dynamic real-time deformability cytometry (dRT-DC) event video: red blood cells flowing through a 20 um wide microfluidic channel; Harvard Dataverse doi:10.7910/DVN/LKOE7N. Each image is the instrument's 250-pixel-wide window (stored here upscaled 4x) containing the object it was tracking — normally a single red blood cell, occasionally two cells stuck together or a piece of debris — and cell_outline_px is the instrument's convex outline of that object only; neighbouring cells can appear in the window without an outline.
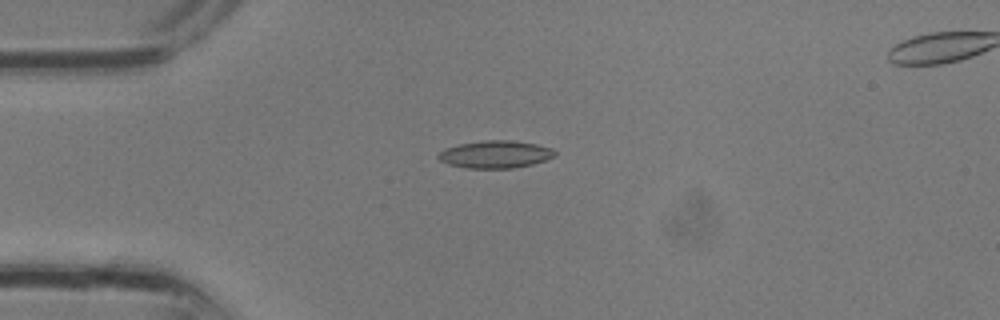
{"species": "common noctule bat (a hibernating species)", "species_latin": "Nyctalus noctula", "temperature_condition": "room temperature", "stored_images_in_passage": 2, "camera_frame_rate_fps": 3000, "um_per_image_px": 0.085, "animal": {"sex": "male", "body_mass_g": 13.3}, "frame": {"image": 1, "passage_image": 1, "time_ms": 0.0, "image_size_px": [1000, 320], "cell_outline_px": [[556, 156], [532, 164], [512, 168], [468, 168], [448, 164], [440, 160], [436, 156], [444, 148], [460, 144], [484, 140], [512, 140], [536, 144], [552, 148], [556, 152]], "centroid_in_image_um": [42.1, 13.11], "position_along_channel_um": 42.9, "area_um2": 18.61}}